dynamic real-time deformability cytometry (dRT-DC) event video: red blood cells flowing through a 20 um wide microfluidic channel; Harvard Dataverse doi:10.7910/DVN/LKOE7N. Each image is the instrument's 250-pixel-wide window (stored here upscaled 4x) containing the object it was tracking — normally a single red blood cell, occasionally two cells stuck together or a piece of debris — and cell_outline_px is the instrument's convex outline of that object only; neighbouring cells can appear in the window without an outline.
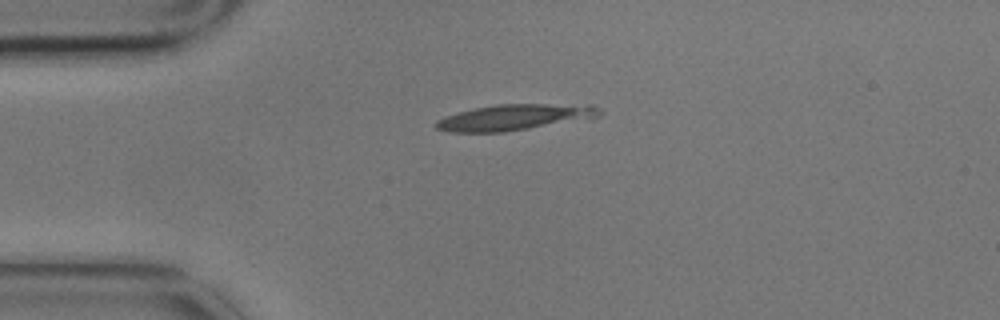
{"species": "common noctule bat (a hibernating species)", "species_latin": "Nyctalus noctula", "temperature_condition": "cold", "stored_images_in_passage": 3, "camera_frame_rate_fps": 3000, "um_per_image_px": 0.085, "animal": {"sex": "male", "body_mass_g": 17.9}, "frame": {"image": 1, "passage_image": 1, "time_ms": 0.0, "image_size_px": [1000, 320], "cell_outline_px": [[604, 112], [600, 116], [504, 132], [448, 132], [436, 128], [432, 124], [436, 120], [444, 116], [472, 108], [496, 104], [592, 104], [600, 108]], "centroid_in_image_um": [43.7, 9.95], "position_along_channel_um": 41.3, "area_um2": 24.8}}